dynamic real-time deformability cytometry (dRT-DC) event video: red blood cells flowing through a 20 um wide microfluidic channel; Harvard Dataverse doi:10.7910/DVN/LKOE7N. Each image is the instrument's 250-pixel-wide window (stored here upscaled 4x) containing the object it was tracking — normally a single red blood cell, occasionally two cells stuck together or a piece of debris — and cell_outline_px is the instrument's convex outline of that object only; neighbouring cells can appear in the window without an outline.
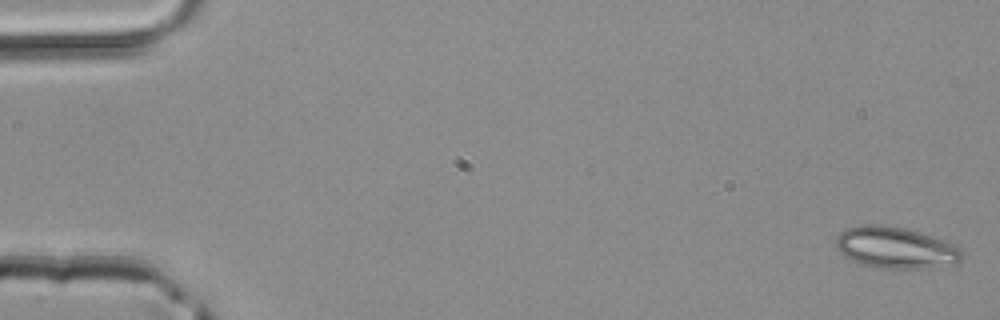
{"species": "common noctule bat (a hibernating species)", "species_latin": "Nyctalus noctula", "temperature_condition": "room temperature", "stored_images_in_passage": 4, "camera_frame_rate_fps": 3000, "um_per_image_px": 0.085, "animal": {"sex": "male", "body_mass_g": 20.4}, "frame": {"image": 1, "passage_image": 1, "time_ms": 0.0, "image_size_px": [1000, 320], "cell_outline_px": [[964, 256], [956, 264], [916, 268], [876, 268], [860, 264], [844, 256], [836, 248], [836, 236], [840, 232], [848, 228], [864, 224], [880, 224], [904, 228], [944, 240], [960, 248], [964, 252]], "centroid_in_image_um": [76.1, 21.05], "position_along_channel_um": 8.9, "area_um2": 30.4}}